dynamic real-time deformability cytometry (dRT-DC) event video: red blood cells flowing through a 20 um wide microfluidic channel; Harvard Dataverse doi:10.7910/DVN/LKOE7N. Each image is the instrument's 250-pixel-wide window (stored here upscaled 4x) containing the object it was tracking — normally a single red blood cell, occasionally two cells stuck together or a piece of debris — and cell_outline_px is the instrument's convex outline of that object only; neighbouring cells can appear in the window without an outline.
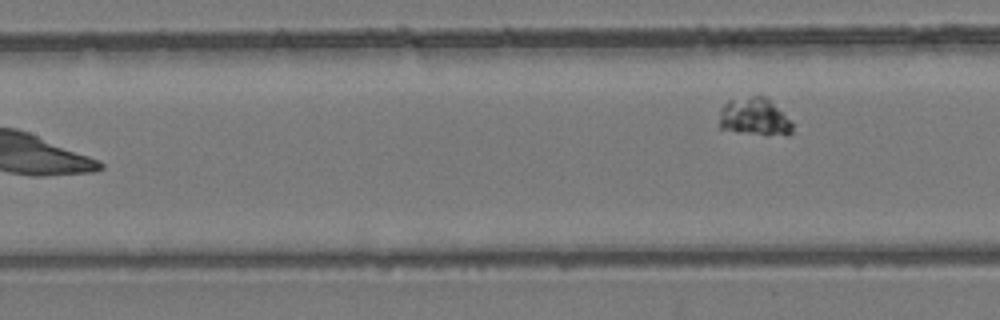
{"species": "common noctule bat (a hibernating species)", "species_latin": "Nyctalus noctula", "temperature_condition": "room temperature", "stored_images_in_passage": 7, "segment_of_instrument_passage": [2, 2], "camera_frame_rate_fps": 3000, "um_per_image_px": 0.085, "animal": {"sex": "female", "body_mass_g": 24.6, "forearm_length_mm": 56.2}, "frame": {"image": 1, "passage_image": 7, "time_ms": 7.0, "image_size_px": [1000, 320], "cell_outline_px": [[792, 132], [788, 136], [764, 136], [736, 132], [720, 128], [720, 108], [728, 100], [752, 96], [764, 96], [792, 124]], "centroid_in_image_um": [64.09, 9.99], "position_along_channel_um": 143.3, "area_um2": 16.01}}